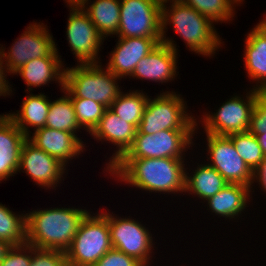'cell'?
Returning <instances> with one entry per match:
<instances>
[{
  "label": "cell",
  "instance_id": "2",
  "mask_svg": "<svg viewBox=\"0 0 266 266\" xmlns=\"http://www.w3.org/2000/svg\"><path fill=\"white\" fill-rule=\"evenodd\" d=\"M89 210L55 207L27 211L26 243L38 249L66 252Z\"/></svg>",
  "mask_w": 266,
  "mask_h": 266
},
{
  "label": "cell",
  "instance_id": "17",
  "mask_svg": "<svg viewBox=\"0 0 266 266\" xmlns=\"http://www.w3.org/2000/svg\"><path fill=\"white\" fill-rule=\"evenodd\" d=\"M137 128L117 116L110 108H106L98 125L90 133L97 142L108 141L116 146L113 155L109 158L104 172L118 161L132 146Z\"/></svg>",
  "mask_w": 266,
  "mask_h": 266
},
{
  "label": "cell",
  "instance_id": "8",
  "mask_svg": "<svg viewBox=\"0 0 266 266\" xmlns=\"http://www.w3.org/2000/svg\"><path fill=\"white\" fill-rule=\"evenodd\" d=\"M259 91L251 88L245 94L246 98L234 95L222 103L216 112H204L203 117H201L203 121L199 119L201 124L203 123L204 133L228 136L233 133L248 131Z\"/></svg>",
  "mask_w": 266,
  "mask_h": 266
},
{
  "label": "cell",
  "instance_id": "19",
  "mask_svg": "<svg viewBox=\"0 0 266 266\" xmlns=\"http://www.w3.org/2000/svg\"><path fill=\"white\" fill-rule=\"evenodd\" d=\"M27 136L6 115L0 116V183L15 176Z\"/></svg>",
  "mask_w": 266,
  "mask_h": 266
},
{
  "label": "cell",
  "instance_id": "9",
  "mask_svg": "<svg viewBox=\"0 0 266 266\" xmlns=\"http://www.w3.org/2000/svg\"><path fill=\"white\" fill-rule=\"evenodd\" d=\"M108 226L114 249L136 258L144 266H150L155 242L146 225L130 216L117 217L108 210Z\"/></svg>",
  "mask_w": 266,
  "mask_h": 266
},
{
  "label": "cell",
  "instance_id": "30",
  "mask_svg": "<svg viewBox=\"0 0 266 266\" xmlns=\"http://www.w3.org/2000/svg\"><path fill=\"white\" fill-rule=\"evenodd\" d=\"M227 137L233 142L243 161L254 172L265 157L257 137L249 131L233 133Z\"/></svg>",
  "mask_w": 266,
  "mask_h": 266
},
{
  "label": "cell",
  "instance_id": "5",
  "mask_svg": "<svg viewBox=\"0 0 266 266\" xmlns=\"http://www.w3.org/2000/svg\"><path fill=\"white\" fill-rule=\"evenodd\" d=\"M176 93L165 90L153 99L148 98L136 134L151 135L168 129L195 130L198 119L187 113V101Z\"/></svg>",
  "mask_w": 266,
  "mask_h": 266
},
{
  "label": "cell",
  "instance_id": "11",
  "mask_svg": "<svg viewBox=\"0 0 266 266\" xmlns=\"http://www.w3.org/2000/svg\"><path fill=\"white\" fill-rule=\"evenodd\" d=\"M162 6L155 0H120L116 37H162Z\"/></svg>",
  "mask_w": 266,
  "mask_h": 266
},
{
  "label": "cell",
  "instance_id": "38",
  "mask_svg": "<svg viewBox=\"0 0 266 266\" xmlns=\"http://www.w3.org/2000/svg\"><path fill=\"white\" fill-rule=\"evenodd\" d=\"M11 247H12L11 244L0 239V262L5 258V255L7 254V252Z\"/></svg>",
  "mask_w": 266,
  "mask_h": 266
},
{
  "label": "cell",
  "instance_id": "35",
  "mask_svg": "<svg viewBox=\"0 0 266 266\" xmlns=\"http://www.w3.org/2000/svg\"><path fill=\"white\" fill-rule=\"evenodd\" d=\"M93 266H144L136 258L114 248L106 252Z\"/></svg>",
  "mask_w": 266,
  "mask_h": 266
},
{
  "label": "cell",
  "instance_id": "10",
  "mask_svg": "<svg viewBox=\"0 0 266 266\" xmlns=\"http://www.w3.org/2000/svg\"><path fill=\"white\" fill-rule=\"evenodd\" d=\"M33 21L26 30L17 38L8 52L3 45L0 47L3 59L10 75L17 71L28 61L53 56L58 48L47 25Z\"/></svg>",
  "mask_w": 266,
  "mask_h": 266
},
{
  "label": "cell",
  "instance_id": "31",
  "mask_svg": "<svg viewBox=\"0 0 266 266\" xmlns=\"http://www.w3.org/2000/svg\"><path fill=\"white\" fill-rule=\"evenodd\" d=\"M77 122L82 130L89 134L98 125L106 107L98 102L85 98H71Z\"/></svg>",
  "mask_w": 266,
  "mask_h": 266
},
{
  "label": "cell",
  "instance_id": "33",
  "mask_svg": "<svg viewBox=\"0 0 266 266\" xmlns=\"http://www.w3.org/2000/svg\"><path fill=\"white\" fill-rule=\"evenodd\" d=\"M248 131L253 135L266 132V90L258 92Z\"/></svg>",
  "mask_w": 266,
  "mask_h": 266
},
{
  "label": "cell",
  "instance_id": "34",
  "mask_svg": "<svg viewBox=\"0 0 266 266\" xmlns=\"http://www.w3.org/2000/svg\"><path fill=\"white\" fill-rule=\"evenodd\" d=\"M30 263L31 245L24 243L12 246L0 262V266H30Z\"/></svg>",
  "mask_w": 266,
  "mask_h": 266
},
{
  "label": "cell",
  "instance_id": "14",
  "mask_svg": "<svg viewBox=\"0 0 266 266\" xmlns=\"http://www.w3.org/2000/svg\"><path fill=\"white\" fill-rule=\"evenodd\" d=\"M67 167L26 139L21 149L17 174L24 170L37 185L50 190L61 183Z\"/></svg>",
  "mask_w": 266,
  "mask_h": 266
},
{
  "label": "cell",
  "instance_id": "22",
  "mask_svg": "<svg viewBox=\"0 0 266 266\" xmlns=\"http://www.w3.org/2000/svg\"><path fill=\"white\" fill-rule=\"evenodd\" d=\"M244 68L255 85L253 89L266 90V34L254 26L244 39Z\"/></svg>",
  "mask_w": 266,
  "mask_h": 266
},
{
  "label": "cell",
  "instance_id": "37",
  "mask_svg": "<svg viewBox=\"0 0 266 266\" xmlns=\"http://www.w3.org/2000/svg\"><path fill=\"white\" fill-rule=\"evenodd\" d=\"M257 180V181H256ZM258 182L260 189L266 191V155L261 164L253 172V183ZM266 193V192H265Z\"/></svg>",
  "mask_w": 266,
  "mask_h": 266
},
{
  "label": "cell",
  "instance_id": "39",
  "mask_svg": "<svg viewBox=\"0 0 266 266\" xmlns=\"http://www.w3.org/2000/svg\"><path fill=\"white\" fill-rule=\"evenodd\" d=\"M258 139L259 145L262 148L263 153L266 155V132L263 134L255 135Z\"/></svg>",
  "mask_w": 266,
  "mask_h": 266
},
{
  "label": "cell",
  "instance_id": "12",
  "mask_svg": "<svg viewBox=\"0 0 266 266\" xmlns=\"http://www.w3.org/2000/svg\"><path fill=\"white\" fill-rule=\"evenodd\" d=\"M68 7L70 16L67 19L66 35L69 47L73 51L72 54L77 59V64L102 63L98 54L101 51L104 38L81 6L70 5Z\"/></svg>",
  "mask_w": 266,
  "mask_h": 266
},
{
  "label": "cell",
  "instance_id": "7",
  "mask_svg": "<svg viewBox=\"0 0 266 266\" xmlns=\"http://www.w3.org/2000/svg\"><path fill=\"white\" fill-rule=\"evenodd\" d=\"M195 130H161L155 134H136L132 146L120 159L140 158H175L184 159L185 152L193 144L198 131Z\"/></svg>",
  "mask_w": 266,
  "mask_h": 266
},
{
  "label": "cell",
  "instance_id": "21",
  "mask_svg": "<svg viewBox=\"0 0 266 266\" xmlns=\"http://www.w3.org/2000/svg\"><path fill=\"white\" fill-rule=\"evenodd\" d=\"M251 188L243 184H228L214 196L206 201L207 208L216 216L224 217V220L233 218L236 220L248 207L247 203L252 199ZM227 218V219H226Z\"/></svg>",
  "mask_w": 266,
  "mask_h": 266
},
{
  "label": "cell",
  "instance_id": "16",
  "mask_svg": "<svg viewBox=\"0 0 266 266\" xmlns=\"http://www.w3.org/2000/svg\"><path fill=\"white\" fill-rule=\"evenodd\" d=\"M117 39L114 50L109 54L106 67L121 79L130 78L137 63L162 41V37H118Z\"/></svg>",
  "mask_w": 266,
  "mask_h": 266
},
{
  "label": "cell",
  "instance_id": "42",
  "mask_svg": "<svg viewBox=\"0 0 266 266\" xmlns=\"http://www.w3.org/2000/svg\"><path fill=\"white\" fill-rule=\"evenodd\" d=\"M159 5H164V4H168L169 2H179V1H182V0H155Z\"/></svg>",
  "mask_w": 266,
  "mask_h": 266
},
{
  "label": "cell",
  "instance_id": "23",
  "mask_svg": "<svg viewBox=\"0 0 266 266\" xmlns=\"http://www.w3.org/2000/svg\"><path fill=\"white\" fill-rule=\"evenodd\" d=\"M28 94L22 101L21 110H17L16 113H6L26 136L32 133L29 128H34L35 131L45 127L51 102L47 95H44L45 93L35 95L29 92Z\"/></svg>",
  "mask_w": 266,
  "mask_h": 266
},
{
  "label": "cell",
  "instance_id": "1",
  "mask_svg": "<svg viewBox=\"0 0 266 266\" xmlns=\"http://www.w3.org/2000/svg\"><path fill=\"white\" fill-rule=\"evenodd\" d=\"M186 159L140 158L119 159L106 173L116 181L143 191L179 194L185 191ZM167 193V194H166Z\"/></svg>",
  "mask_w": 266,
  "mask_h": 266
},
{
  "label": "cell",
  "instance_id": "41",
  "mask_svg": "<svg viewBox=\"0 0 266 266\" xmlns=\"http://www.w3.org/2000/svg\"><path fill=\"white\" fill-rule=\"evenodd\" d=\"M66 1L68 6L70 5H76V6H81L86 0H64Z\"/></svg>",
  "mask_w": 266,
  "mask_h": 266
},
{
  "label": "cell",
  "instance_id": "27",
  "mask_svg": "<svg viewBox=\"0 0 266 266\" xmlns=\"http://www.w3.org/2000/svg\"><path fill=\"white\" fill-rule=\"evenodd\" d=\"M142 91V92H141ZM121 92L109 107L117 116L133 124L137 129L140 125L149 96L143 90Z\"/></svg>",
  "mask_w": 266,
  "mask_h": 266
},
{
  "label": "cell",
  "instance_id": "3",
  "mask_svg": "<svg viewBox=\"0 0 266 266\" xmlns=\"http://www.w3.org/2000/svg\"><path fill=\"white\" fill-rule=\"evenodd\" d=\"M162 5V39H166L168 25L182 38L189 51L212 58L224 46L214 23L205 15L182 1ZM166 30V31H165ZM215 53V54H214Z\"/></svg>",
  "mask_w": 266,
  "mask_h": 266
},
{
  "label": "cell",
  "instance_id": "13",
  "mask_svg": "<svg viewBox=\"0 0 266 266\" xmlns=\"http://www.w3.org/2000/svg\"><path fill=\"white\" fill-rule=\"evenodd\" d=\"M206 141V158L210 160L206 163L215 168L228 184H243L250 187L253 193V171L240 157L233 142L227 136L209 133H206Z\"/></svg>",
  "mask_w": 266,
  "mask_h": 266
},
{
  "label": "cell",
  "instance_id": "20",
  "mask_svg": "<svg viewBox=\"0 0 266 266\" xmlns=\"http://www.w3.org/2000/svg\"><path fill=\"white\" fill-rule=\"evenodd\" d=\"M58 53L59 51L53 56L30 60L13 73V75L22 77L27 85V90H25L27 93L33 91V87H44L52 81L59 83L60 90H63L65 65L62 62V56Z\"/></svg>",
  "mask_w": 266,
  "mask_h": 266
},
{
  "label": "cell",
  "instance_id": "15",
  "mask_svg": "<svg viewBox=\"0 0 266 266\" xmlns=\"http://www.w3.org/2000/svg\"><path fill=\"white\" fill-rule=\"evenodd\" d=\"M174 39H162L147 56L143 57L136 65L131 78H136L160 83H167L177 77L178 48Z\"/></svg>",
  "mask_w": 266,
  "mask_h": 266
},
{
  "label": "cell",
  "instance_id": "29",
  "mask_svg": "<svg viewBox=\"0 0 266 266\" xmlns=\"http://www.w3.org/2000/svg\"><path fill=\"white\" fill-rule=\"evenodd\" d=\"M26 213H14L0 203V239L12 246L26 243Z\"/></svg>",
  "mask_w": 266,
  "mask_h": 266
},
{
  "label": "cell",
  "instance_id": "6",
  "mask_svg": "<svg viewBox=\"0 0 266 266\" xmlns=\"http://www.w3.org/2000/svg\"><path fill=\"white\" fill-rule=\"evenodd\" d=\"M112 248L107 210L89 212L66 251L68 266H93Z\"/></svg>",
  "mask_w": 266,
  "mask_h": 266
},
{
  "label": "cell",
  "instance_id": "32",
  "mask_svg": "<svg viewBox=\"0 0 266 266\" xmlns=\"http://www.w3.org/2000/svg\"><path fill=\"white\" fill-rule=\"evenodd\" d=\"M30 266H68L66 252L38 249L31 245Z\"/></svg>",
  "mask_w": 266,
  "mask_h": 266
},
{
  "label": "cell",
  "instance_id": "36",
  "mask_svg": "<svg viewBox=\"0 0 266 266\" xmlns=\"http://www.w3.org/2000/svg\"><path fill=\"white\" fill-rule=\"evenodd\" d=\"M2 53L0 51V97H8L12 93V87L7 80V74L10 73L7 69L6 63H4Z\"/></svg>",
  "mask_w": 266,
  "mask_h": 266
},
{
  "label": "cell",
  "instance_id": "25",
  "mask_svg": "<svg viewBox=\"0 0 266 266\" xmlns=\"http://www.w3.org/2000/svg\"><path fill=\"white\" fill-rule=\"evenodd\" d=\"M81 7L87 12L91 22L104 40L109 36H117L120 0H86Z\"/></svg>",
  "mask_w": 266,
  "mask_h": 266
},
{
  "label": "cell",
  "instance_id": "28",
  "mask_svg": "<svg viewBox=\"0 0 266 266\" xmlns=\"http://www.w3.org/2000/svg\"><path fill=\"white\" fill-rule=\"evenodd\" d=\"M182 2L205 15L213 23H228L233 20L236 6H240L244 0H182Z\"/></svg>",
  "mask_w": 266,
  "mask_h": 266
},
{
  "label": "cell",
  "instance_id": "4",
  "mask_svg": "<svg viewBox=\"0 0 266 266\" xmlns=\"http://www.w3.org/2000/svg\"><path fill=\"white\" fill-rule=\"evenodd\" d=\"M66 67L64 88L71 98L93 100L109 108L122 92L119 87L121 78L115 76L106 66L97 64H76Z\"/></svg>",
  "mask_w": 266,
  "mask_h": 266
},
{
  "label": "cell",
  "instance_id": "18",
  "mask_svg": "<svg viewBox=\"0 0 266 266\" xmlns=\"http://www.w3.org/2000/svg\"><path fill=\"white\" fill-rule=\"evenodd\" d=\"M27 139L65 166L86 150L83 140L74 133L47 127L36 129Z\"/></svg>",
  "mask_w": 266,
  "mask_h": 266
},
{
  "label": "cell",
  "instance_id": "24",
  "mask_svg": "<svg viewBox=\"0 0 266 266\" xmlns=\"http://www.w3.org/2000/svg\"><path fill=\"white\" fill-rule=\"evenodd\" d=\"M197 163L196 168L191 169L190 175L187 171L188 167L185 168V191L184 193L192 194L193 197L206 201L208 198L214 196L217 192L222 190L228 185V182L223 176L209 164Z\"/></svg>",
  "mask_w": 266,
  "mask_h": 266
},
{
  "label": "cell",
  "instance_id": "40",
  "mask_svg": "<svg viewBox=\"0 0 266 266\" xmlns=\"http://www.w3.org/2000/svg\"><path fill=\"white\" fill-rule=\"evenodd\" d=\"M256 27L260 29L264 34H266V14L265 18L261 19V21H259Z\"/></svg>",
  "mask_w": 266,
  "mask_h": 266
},
{
  "label": "cell",
  "instance_id": "26",
  "mask_svg": "<svg viewBox=\"0 0 266 266\" xmlns=\"http://www.w3.org/2000/svg\"><path fill=\"white\" fill-rule=\"evenodd\" d=\"M63 94L60 98L50 102L45 127L72 132L78 137L77 133L81 132L82 128L77 122L71 97L66 92Z\"/></svg>",
  "mask_w": 266,
  "mask_h": 266
}]
</instances>
